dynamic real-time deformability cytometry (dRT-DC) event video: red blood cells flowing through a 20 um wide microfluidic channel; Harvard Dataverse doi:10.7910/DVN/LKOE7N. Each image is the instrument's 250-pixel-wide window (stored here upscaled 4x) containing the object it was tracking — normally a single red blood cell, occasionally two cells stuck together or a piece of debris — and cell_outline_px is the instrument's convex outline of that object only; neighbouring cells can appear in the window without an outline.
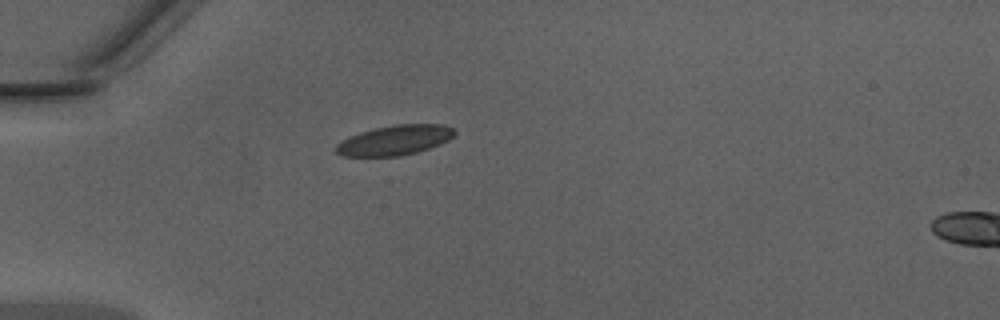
{"species": "Egyptian fruit bat (a non-hibernating species)", "species_latin": "Rousettus aegyptiacus", "temperature_condition": "warm", "stored_images_in_passage": 30, "camera_frame_rate_fps": 3000, "um_per_image_px": 0.085, "animal": {"sex": "male"}, "frame": {"image": 1, "passage_image": 1, "time_ms": 0.0, "image_size_px": [1000, 320], "cell_outline_px": [[456, 132], [448, 140], [440, 144], [416, 152], [396, 156], [340, 156], [336, 152], [336, 144], [360, 132], [376, 128], [396, 124], [440, 124], [452, 128]], "centroid_in_image_um": [33.55, 11.91], "position_along_channel_um": 51.4, "area_um2": 20.29}}
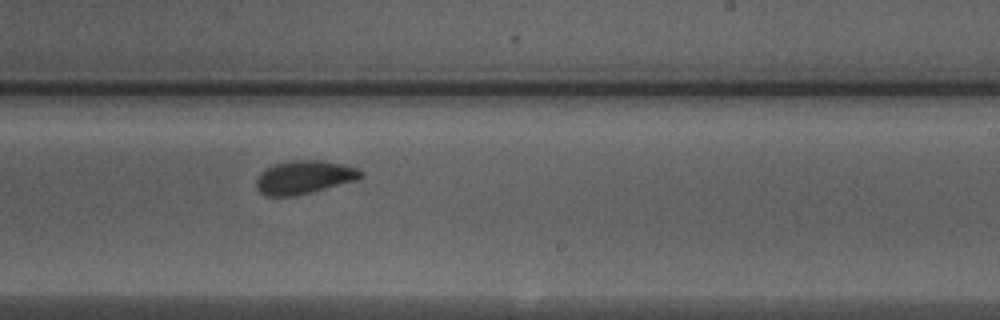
{"frame": {"image": 2, "passage_image": 17, "time_ms": 5.333, "image_size_px": [1000, 320], "cell_outline_px": [[364, 176], [356, 180], [312, 192], [296, 196], [268, 196], [260, 192], [256, 188], [256, 180], [260, 172], [272, 164], [292, 160], [324, 160], [344, 164], [356, 168], [364, 172]], "centroid_in_image_um": [25.85, 15.05], "position_along_channel_um": 263.2, "area_um2": 20.52}}
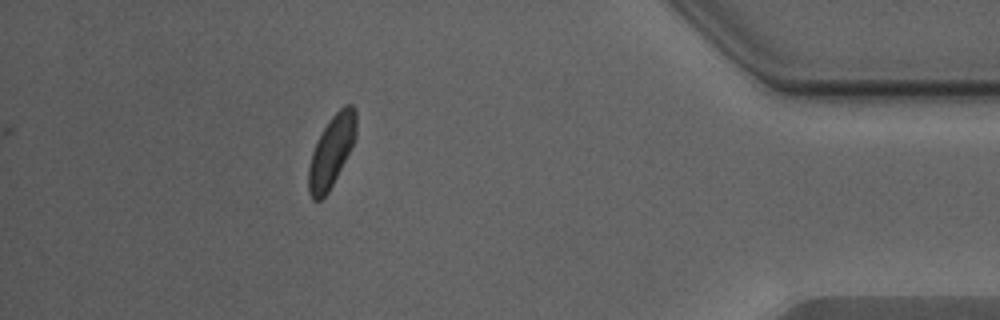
{"frame": {"image": 3, "passage_image": 30, "time_ms": 9.667, "image_size_px": [1000, 320], "cell_outline_px": [[356, 136], [328, 192], [320, 200], [312, 200], [308, 192], [308, 168], [312, 152], [328, 120], [344, 104], [352, 104], [356, 108]], "centroid_in_image_um": [28.16, 12.83], "position_along_channel_um": 407.0, "area_um2": 19.36}, "authors_computed_cell_mechanics": {"area_um2": 20.4034, "velocity_mm_per_s": 4.3052, "shape_relaxation_time_tau1_ms": 2.4347, "shape_relaxation_time_tau2_ms": 1.3528, "deformation_change_tau1": 0.0924, "deformation_change_tau2": 0.0641}}